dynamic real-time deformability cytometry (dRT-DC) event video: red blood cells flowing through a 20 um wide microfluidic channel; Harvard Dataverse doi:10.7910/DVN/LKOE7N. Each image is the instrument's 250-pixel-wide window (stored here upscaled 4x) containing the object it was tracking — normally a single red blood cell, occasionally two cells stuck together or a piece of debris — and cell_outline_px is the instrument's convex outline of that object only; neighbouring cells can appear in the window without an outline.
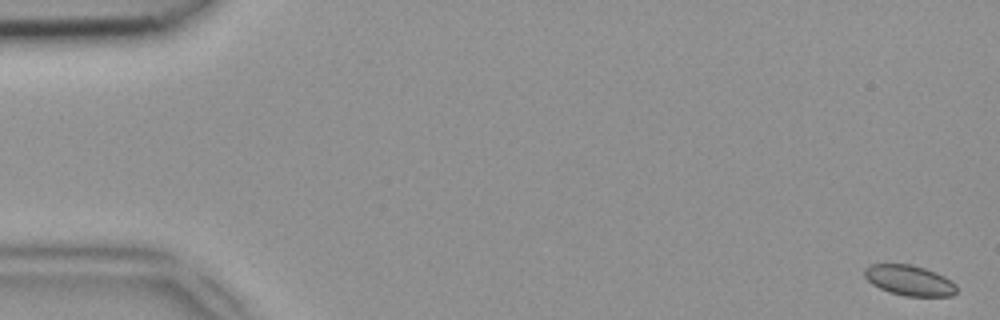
{"species": "common noctule bat (a hibernating species)", "species_latin": "Nyctalus noctula", "temperature_condition": "room temperature", "stored_images_in_passage": 51, "camera_frame_rate_fps": 3000, "um_per_image_px": 0.085, "animal": {"sex": "female", "body_mass_g": 18.4}, "frame": {"image": 1, "passage_image": 1, "time_ms": 0.0, "image_size_px": [1000, 320], "cell_outline_px": [[956, 292], [952, 296], [904, 296], [880, 288], [872, 284], [864, 276], [864, 268], [868, 264], [912, 264], [936, 272], [952, 280], [956, 284]], "centroid_in_image_um": [77.3, 23.82], "position_along_channel_um": 7.7, "area_um2": 16.36}}
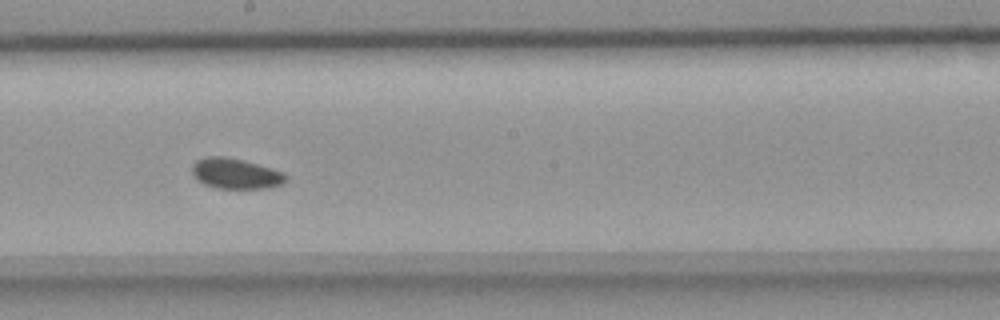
{"frame": {"image": 2, "passage_image": 28, "time_ms": 9.0, "image_size_px": [1000, 320], "cell_outline_px": [[288, 176], [284, 184], [268, 188], [216, 188], [204, 184], [192, 172], [192, 164], [196, 160], [208, 156], [224, 156], [272, 168], [284, 172]], "centroid_in_image_um": [20.06, 14.76], "position_along_channel_um": 228.1, "area_um2": 16.53}}
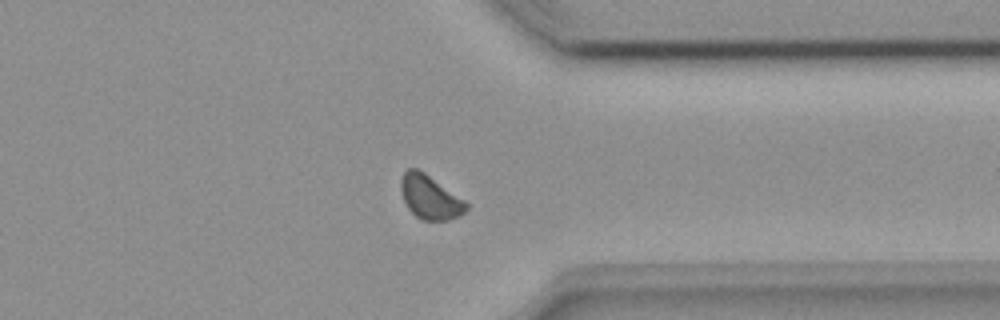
{"frame": {"image": 3, "passage_image": 39, "time_ms": 12.667, "image_size_px": [1000, 320], "cell_outline_px": [[468, 208], [460, 216], [448, 220], [424, 220], [416, 216], [408, 208], [404, 200], [400, 188], [400, 180], [404, 172], [408, 168], [416, 168], [424, 172], [464, 200], [468, 204]], "centroid_in_image_um": [36.54, 16.76], "position_along_channel_um": 374.9, "area_um2": 16.53}}